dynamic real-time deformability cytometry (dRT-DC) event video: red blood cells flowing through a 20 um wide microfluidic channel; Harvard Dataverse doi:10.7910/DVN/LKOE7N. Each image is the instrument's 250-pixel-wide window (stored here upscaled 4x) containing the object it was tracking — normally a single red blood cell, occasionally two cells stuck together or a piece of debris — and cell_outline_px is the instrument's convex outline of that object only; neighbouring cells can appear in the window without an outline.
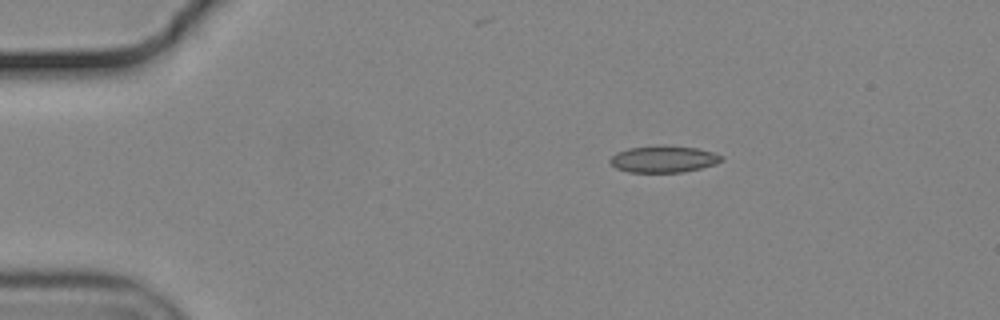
{"species": "common noctule bat (a hibernating species)", "species_latin": "Nyctalus noctula", "temperature_condition": "cold", "stored_images_in_passage": 46, "camera_frame_rate_fps": 3000, "um_per_image_px": 0.085, "animal": {"sex": "male", "body_mass_g": 19.2, "forearm_length_mm": 51.8}, "frame": {"image": 1, "passage_image": 1, "time_ms": 0.0, "image_size_px": [1000, 320], "cell_outline_px": [[724, 160], [716, 164], [700, 168], [680, 172], [628, 172], [616, 168], [608, 160], [616, 152], [628, 148], [696, 148], [712, 152], [724, 156]], "centroid_in_image_um": [56.41, 13.57], "position_along_channel_um": 28.6, "area_um2": 16.53}}
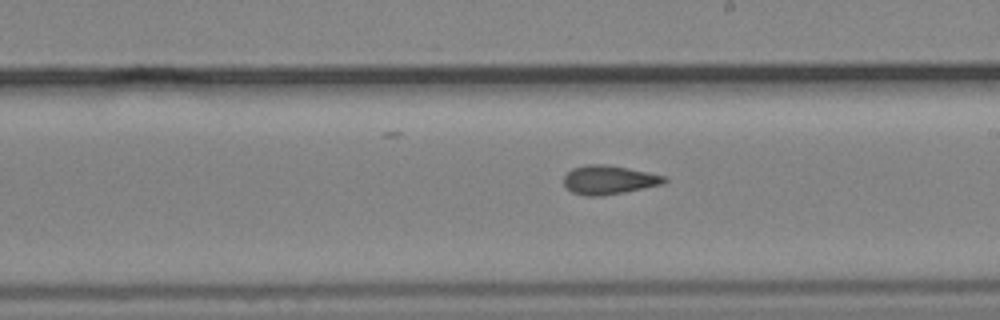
{"frame": {"image": 2, "passage_image": 23, "time_ms": 7.333, "image_size_px": [1000, 320], "cell_outline_px": [[668, 180], [664, 184], [624, 192], [600, 196], [584, 196], [572, 192], [564, 184], [564, 176], [572, 168], [588, 164], [604, 164], [628, 168], [668, 176]], "centroid_in_image_um": [51.79, 15.29], "position_along_channel_um": 237.2, "area_um2": 16.99}}
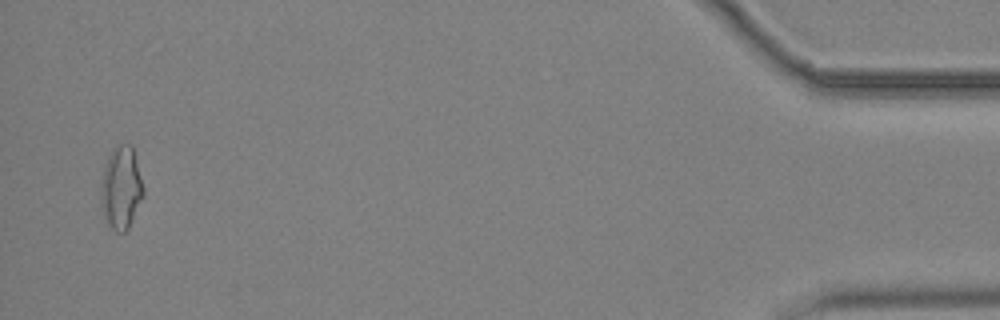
{"frame": {"image": 3, "passage_image": 45, "time_ms": 14.667, "image_size_px": [1000, 320], "cell_outline_px": [[144, 196], [128, 228], [124, 232], [116, 232], [104, 220], [100, 188], [100, 184], [104, 168], [108, 156], [112, 148], [116, 144], [132, 144], [144, 188]], "centroid_in_image_um": [10.3, 15.94], "position_along_channel_um": 424.9, "area_um2": 20.63}, "authors_computed_cell_mechanics": {"area_um2": 16.9932, "velocity_mm_per_s": 3.7141, "shape_relaxation_time_tau1_ms": null, "shape_relaxation_time_tau2_ms": 3.2446, "deformation_change_tau1": null, "deformation_change_tau2": 0.0949}}